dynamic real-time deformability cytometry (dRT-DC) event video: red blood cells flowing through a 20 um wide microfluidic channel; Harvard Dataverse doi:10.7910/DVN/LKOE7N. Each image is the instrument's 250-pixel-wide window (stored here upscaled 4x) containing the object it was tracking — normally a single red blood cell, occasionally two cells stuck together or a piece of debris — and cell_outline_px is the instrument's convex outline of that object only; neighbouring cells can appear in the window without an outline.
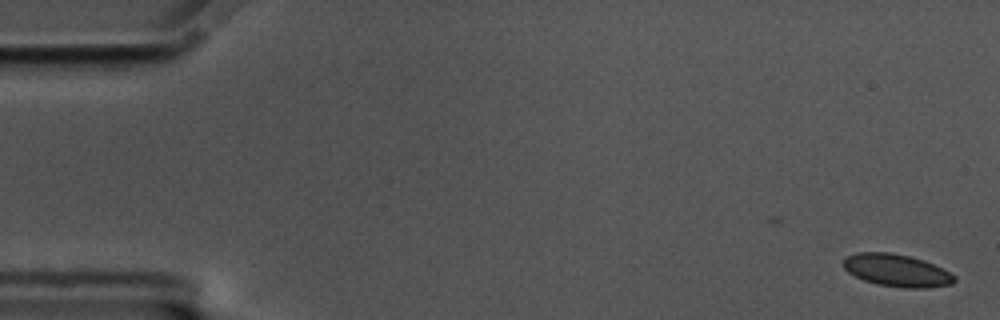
{"species": "common noctule bat (a hibernating species)", "species_latin": "Nyctalus noctula", "temperature_condition": "cold", "stored_images_in_passage": 57, "camera_frame_rate_fps": 3000, "um_per_image_px": 0.085, "animal": {"sex": "male", "body_mass_g": 17.5, "forearm_length_mm": 52.3}, "frame": {"image": 1, "passage_image": 1, "time_ms": 0.0, "image_size_px": [1000, 320], "cell_outline_px": [[956, 280], [952, 284], [924, 288], [904, 288], [880, 284], [864, 280], [848, 272], [844, 268], [844, 260], [848, 256], [856, 252], [888, 252], [908, 256], [924, 260], [956, 276]], "centroid_in_image_um": [76.22, 22.98], "position_along_channel_um": 8.8, "area_um2": 20.63}}
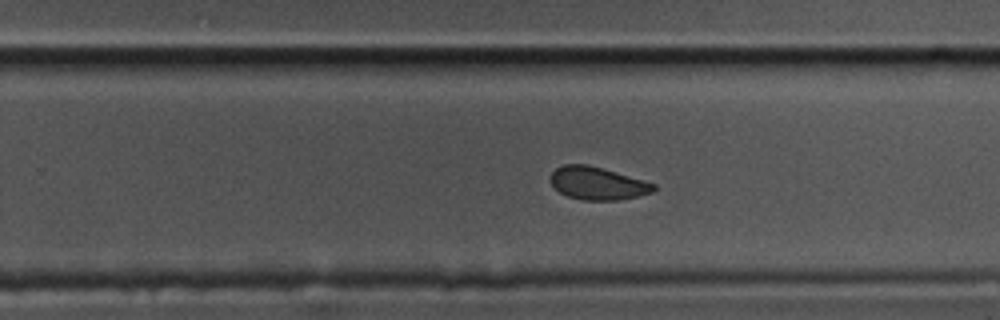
{"frame": {"image": 2, "passage_image": 36, "time_ms": 11.667, "image_size_px": [1000, 320], "cell_outline_px": [[656, 188], [652, 192], [636, 196], [616, 200], [580, 200], [568, 196], [560, 192], [552, 184], [552, 172], [556, 168], [564, 164], [588, 164], [656, 184]], "centroid_in_image_um": [50.78, 15.58], "position_along_channel_um": 279.0, "area_um2": 19.36}}
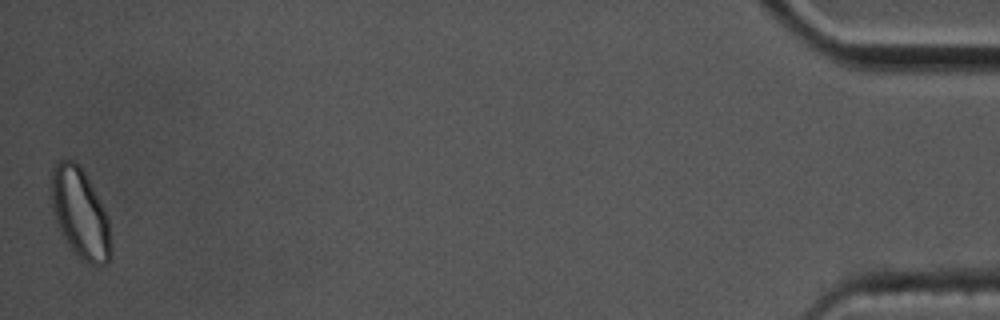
{"frame": {"image": 3, "passage_image": 57, "time_ms": 18.667, "image_size_px": [1000, 320], "cell_outline_px": [[112, 256], [108, 264], [88, 264], [68, 244], [60, 232], [52, 208], [52, 164], [56, 160], [72, 160], [80, 164], [108, 220], [112, 252]], "centroid_in_image_um": [6.8, 18.13], "position_along_channel_um": 428.4, "area_um2": 30.63}, "authors_computed_cell_mechanics": {"area_um2": 20.9814, "velocity_mm_per_s": 3.4672, "shape_relaxation_time_tau1_ms": 4.5439, "shape_relaxation_time_tau2_ms": 2.8202, "deformation_change_tau1": 0.0761, "deformation_change_tau2": 0.0786}}